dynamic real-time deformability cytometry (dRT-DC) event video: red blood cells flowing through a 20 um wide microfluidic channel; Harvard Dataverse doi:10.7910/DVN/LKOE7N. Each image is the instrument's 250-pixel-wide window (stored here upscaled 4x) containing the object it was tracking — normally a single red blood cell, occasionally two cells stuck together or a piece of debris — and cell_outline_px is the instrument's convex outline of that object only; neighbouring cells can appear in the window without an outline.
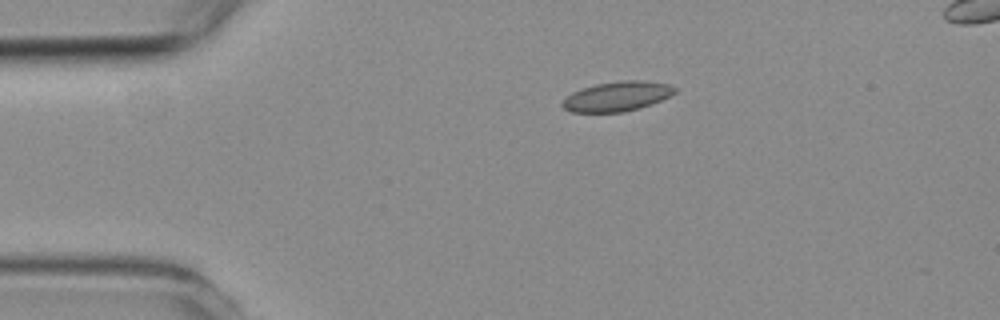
{"species": "common noctule bat (a hibernating species)", "species_latin": "Nyctalus noctula", "temperature_condition": "room temperature", "stored_images_in_passage": 2, "camera_frame_rate_fps": 3000, "um_per_image_px": 0.085, "animal": {"sex": "female", "body_mass_g": 19.3, "forearm_length_mm": 54.1}, "frame": {"image": 1, "passage_image": 1, "time_ms": 0.0, "image_size_px": [1000, 320], "cell_outline_px": [[676, 92], [660, 100], [624, 112], [572, 112], [564, 108], [560, 104], [572, 92], [596, 84], [620, 80], [636, 80], [668, 84], [676, 88]], "centroid_in_image_um": [52.42, 8.19], "position_along_channel_um": 32.6, "area_um2": 19.02}}